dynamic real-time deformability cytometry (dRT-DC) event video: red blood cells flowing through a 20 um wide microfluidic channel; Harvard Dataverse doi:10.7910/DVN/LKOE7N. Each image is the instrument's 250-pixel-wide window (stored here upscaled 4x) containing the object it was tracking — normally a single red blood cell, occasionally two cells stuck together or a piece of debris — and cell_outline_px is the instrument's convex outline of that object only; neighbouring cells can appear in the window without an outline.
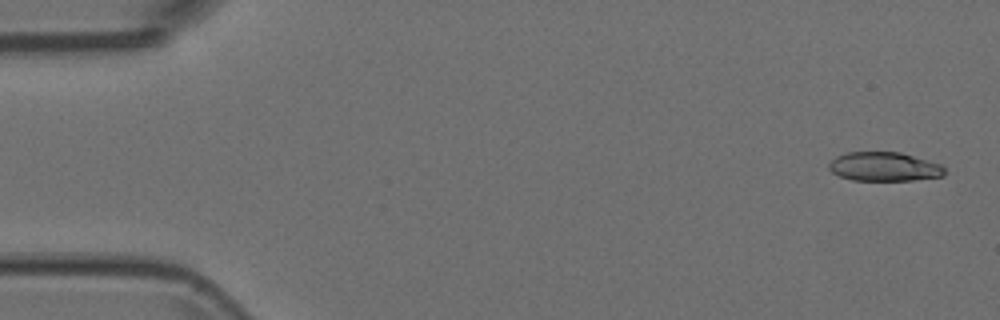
{"species": "Egyptian fruit bat (a non-hibernating species)", "species_latin": "Rousettus aegyptiacus", "temperature_condition": "room temperature", "stored_images_in_passage": 6, "camera_frame_rate_fps": 3000, "um_per_image_px": 0.085, "animal": {"sex": "female"}, "frame": {"image": 1, "passage_image": 1, "time_ms": 0.0, "image_size_px": [1000, 320], "cell_outline_px": [[944, 176], [912, 180], [852, 180], [840, 176], [832, 172], [828, 168], [828, 164], [836, 156], [848, 152], [900, 152], [928, 160], [940, 164], [944, 168]], "centroid_in_image_um": [75.14, 14.16], "position_along_channel_um": 9.9, "area_um2": 19.48}}
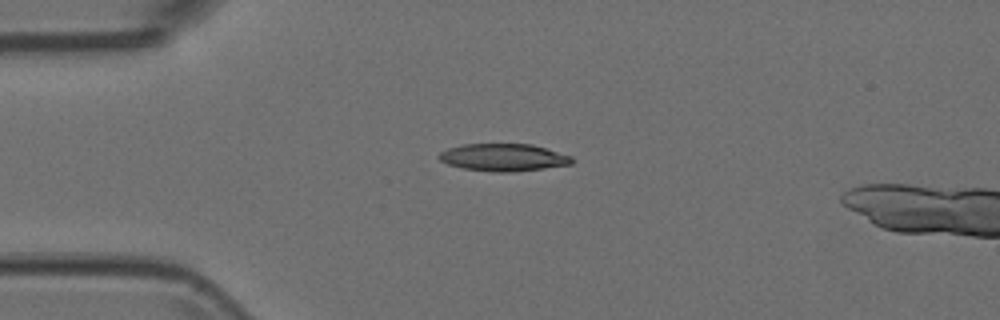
{"frame": {"image": 2, "passage_image": 4, "time_ms": 1.0, "image_size_px": [1000, 320], "cell_outline_px": [[572, 164], [544, 168], [508, 172], [496, 172], [464, 168], [448, 164], [440, 160], [440, 152], [448, 148], [464, 144], [532, 144], [572, 156]], "centroid_in_image_um": [42.81, 13.37], "position_along_channel_um": 42.2, "area_um2": 20.92}}
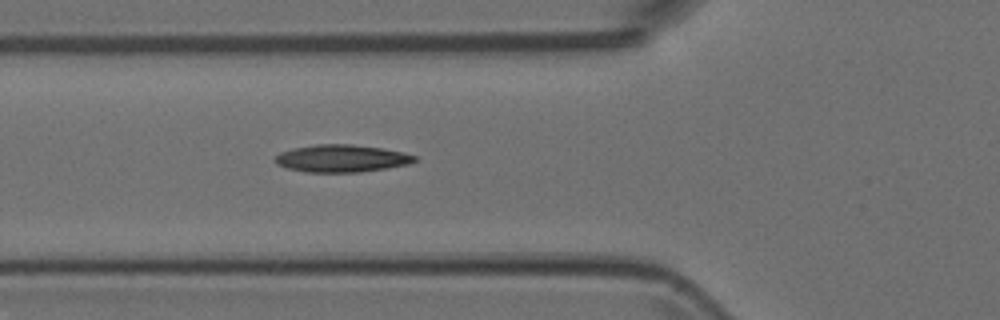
{"frame": {"image": 3, "passage_image": 6, "time_ms": 1.667, "image_size_px": [1000, 320], "cell_outline_px": [[416, 160], [408, 164], [388, 168], [360, 172], [304, 172], [288, 168], [276, 164], [272, 160], [280, 152], [292, 148], [316, 144], [352, 144], [380, 148], [400, 152], [416, 156]], "centroid_in_image_um": [28.97, 13.47], "position_along_channel_um": 96.8, "area_um2": 22.25}}